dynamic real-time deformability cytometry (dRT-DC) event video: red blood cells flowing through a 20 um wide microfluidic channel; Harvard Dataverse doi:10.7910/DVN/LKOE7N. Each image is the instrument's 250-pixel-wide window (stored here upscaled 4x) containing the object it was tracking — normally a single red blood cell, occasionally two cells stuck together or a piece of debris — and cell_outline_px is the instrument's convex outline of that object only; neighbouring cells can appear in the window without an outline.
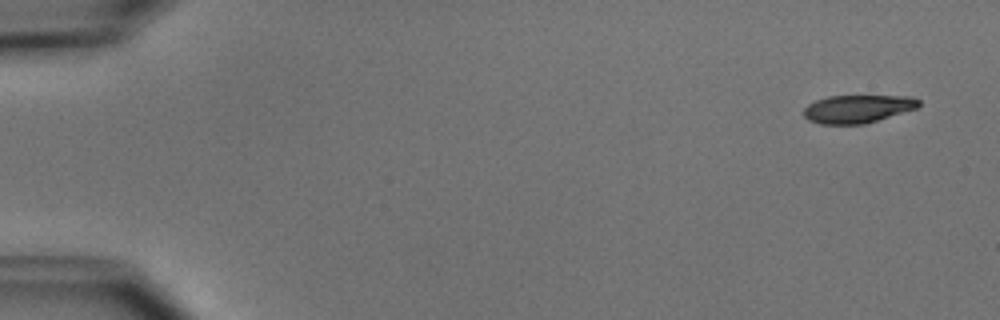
{"species": "common noctule bat (a hibernating species)", "species_latin": "Nyctalus noctula", "temperature_condition": "cold", "stored_images_in_passage": 7, "camera_frame_rate_fps": 3000, "um_per_image_px": 0.085, "animal": {"sex": "male", "body_mass_g": 15.6}, "frame": {"image": 1, "passage_image": 1, "time_ms": 0.0, "image_size_px": [1000, 320], "cell_outline_px": [[920, 104], [916, 108], [864, 124], [820, 124], [808, 120], [804, 116], [804, 108], [808, 104], [816, 100], [828, 96], [912, 96], [920, 100]], "centroid_in_image_um": [72.88, 9.25], "position_along_channel_um": 12.1, "area_um2": 18.67}}